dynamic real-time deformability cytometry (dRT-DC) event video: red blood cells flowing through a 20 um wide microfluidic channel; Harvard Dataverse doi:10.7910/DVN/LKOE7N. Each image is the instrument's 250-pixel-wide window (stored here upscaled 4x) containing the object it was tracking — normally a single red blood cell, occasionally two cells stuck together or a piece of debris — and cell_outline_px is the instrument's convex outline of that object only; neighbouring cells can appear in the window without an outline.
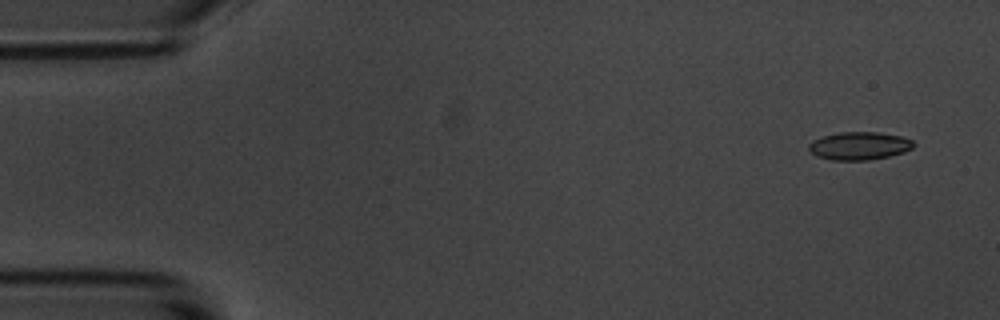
{"species": "common noctule bat (a hibernating species)", "species_latin": "Nyctalus noctula", "temperature_condition": "room temperature", "stored_images_in_passage": 6, "camera_frame_rate_fps": 3000, "um_per_image_px": 0.085, "animal": {"sex": "male", "body_mass_g": 20.1, "forearm_length_mm": 53.5}, "frame": {"image": 1, "passage_image": 1, "time_ms": 0.0, "image_size_px": [1000, 320], "cell_outline_px": [[916, 144], [912, 148], [904, 152], [888, 156], [868, 160], [832, 160], [816, 156], [808, 148], [808, 144], [812, 140], [824, 136], [840, 132], [880, 132], [900, 136], [912, 140]], "centroid_in_image_um": [73.04, 12.39], "position_along_channel_um": 12.0, "area_um2": 17.05}}
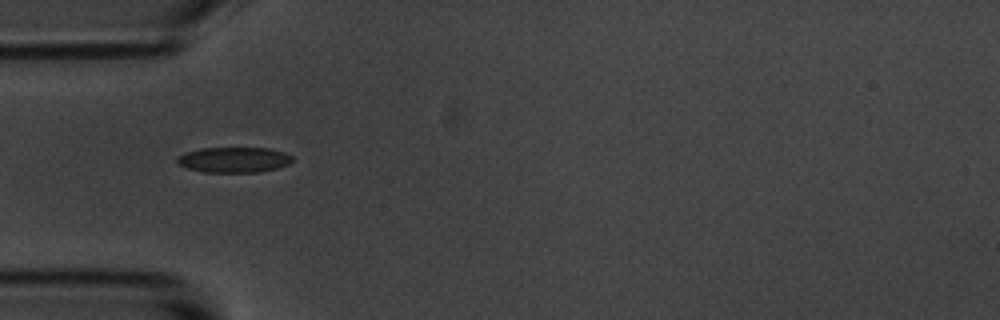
{"frame": {"image": 2, "passage_image": 5, "time_ms": 4.667, "image_size_px": [1000, 320], "cell_outline_px": [[292, 160], [288, 164], [276, 168], [256, 172], [204, 172], [188, 168], [176, 164], [176, 160], [184, 152], [200, 148], [268, 148], [284, 152], [292, 156]], "centroid_in_image_um": [19.85, 13.57], "position_along_channel_um": 65.2, "area_um2": 16.99}}